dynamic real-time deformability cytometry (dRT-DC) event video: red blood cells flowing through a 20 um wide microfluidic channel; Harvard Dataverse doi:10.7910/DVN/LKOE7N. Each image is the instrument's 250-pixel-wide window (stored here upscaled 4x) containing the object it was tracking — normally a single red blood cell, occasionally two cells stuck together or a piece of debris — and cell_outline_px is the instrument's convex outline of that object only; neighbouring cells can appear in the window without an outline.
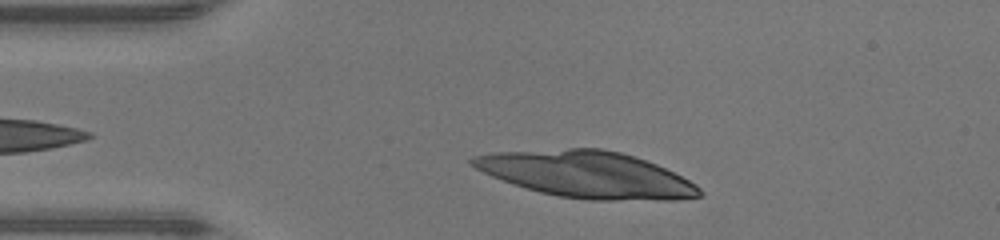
{"species": "human", "species_latin": "Homo sapiens", "temperature_condition": "warm", "stored_images_in_passage": 11, "camera_frame_rate_fps": 3000, "um_per_image_px": 0.085, "donor": {"sex": "male"}, "frame": {"image": 1, "passage_image": 4, "time_ms": 1.0, "image_size_px": [1000, 240], "cell_outline_px": [[704, 196], [676, 200], [588, 200], [556, 196], [540, 192], [512, 184], [492, 176], [468, 164], [468, 160], [472, 156], [492, 152], [568, 148], [600, 148], [620, 152], [656, 164], [696, 184], [704, 192]], "centroid_in_image_um": [49.85, 14.83], "position_along_channel_um": 35.1, "area_um2": 61.61}}